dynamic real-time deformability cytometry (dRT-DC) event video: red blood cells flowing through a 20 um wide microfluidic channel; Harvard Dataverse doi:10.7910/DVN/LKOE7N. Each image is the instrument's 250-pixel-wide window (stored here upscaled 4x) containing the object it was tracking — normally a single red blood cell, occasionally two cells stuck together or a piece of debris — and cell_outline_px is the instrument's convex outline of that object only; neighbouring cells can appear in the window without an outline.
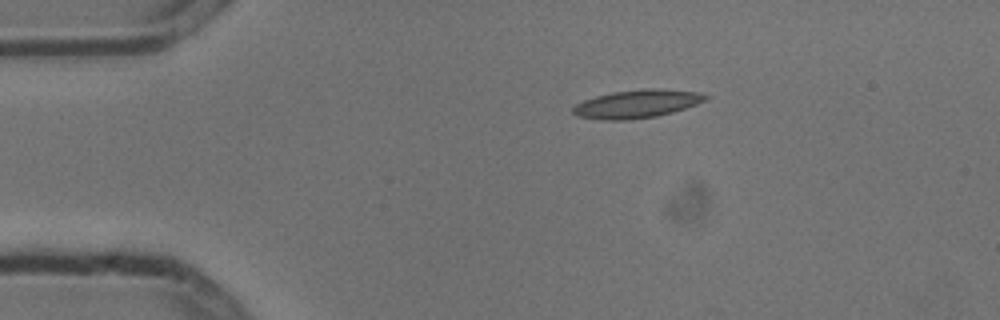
{"species": "common noctule bat (a hibernating species)", "species_latin": "Nyctalus noctula", "temperature_condition": "cold", "stored_images_in_passage": 3, "camera_frame_rate_fps": 3000, "um_per_image_px": 0.085, "animal": {"sex": "male", "body_mass_g": 13.3}, "frame": {"image": 1, "passage_image": 1, "time_ms": 0.0, "image_size_px": [1000, 320], "cell_outline_px": [[708, 96], [704, 100], [696, 104], [672, 112], [656, 116], [628, 120], [604, 120], [576, 116], [572, 112], [572, 108], [576, 104], [584, 100], [596, 96], [612, 92], [644, 88], [660, 88], [700, 92]], "centroid_in_image_um": [54.11, 8.82], "position_along_channel_um": 30.9, "area_um2": 21.73}}
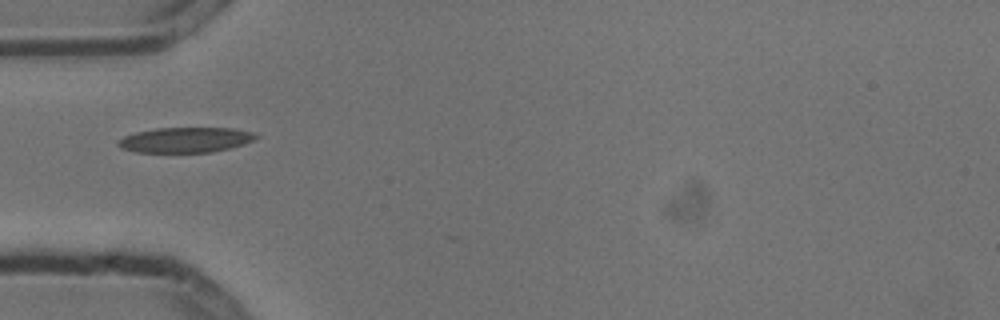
{"frame": {"image": 2, "passage_image": 3, "time_ms": 0.667, "image_size_px": [1000, 320], "cell_outline_px": [[260, 136], [256, 140], [244, 144], [212, 152], [136, 152], [120, 148], [116, 144], [116, 140], [124, 136], [136, 132], [156, 128], [232, 128], [252, 132]], "centroid_in_image_um": [15.75, 11.89], "position_along_channel_um": 69.2, "area_um2": 20.35}}